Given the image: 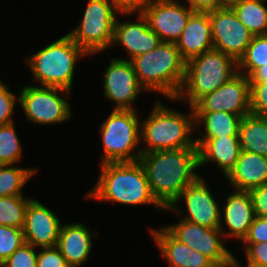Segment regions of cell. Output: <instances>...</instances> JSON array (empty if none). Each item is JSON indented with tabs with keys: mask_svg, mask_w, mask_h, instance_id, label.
Segmentation results:
<instances>
[{
	"mask_svg": "<svg viewBox=\"0 0 267 267\" xmlns=\"http://www.w3.org/2000/svg\"><path fill=\"white\" fill-rule=\"evenodd\" d=\"M226 201L220 210V231L224 239L234 238L242 240L246 237L249 227L251 226L255 212L249 191L233 190L231 194L226 195ZM224 219H223V218ZM227 232L223 230L224 226Z\"/></svg>",
	"mask_w": 267,
	"mask_h": 267,
	"instance_id": "obj_18",
	"label": "cell"
},
{
	"mask_svg": "<svg viewBox=\"0 0 267 267\" xmlns=\"http://www.w3.org/2000/svg\"><path fill=\"white\" fill-rule=\"evenodd\" d=\"M267 242V218L255 216L243 243Z\"/></svg>",
	"mask_w": 267,
	"mask_h": 267,
	"instance_id": "obj_37",
	"label": "cell"
},
{
	"mask_svg": "<svg viewBox=\"0 0 267 267\" xmlns=\"http://www.w3.org/2000/svg\"><path fill=\"white\" fill-rule=\"evenodd\" d=\"M230 187L240 191H251L267 183V157L241 151L239 158L225 177Z\"/></svg>",
	"mask_w": 267,
	"mask_h": 267,
	"instance_id": "obj_23",
	"label": "cell"
},
{
	"mask_svg": "<svg viewBox=\"0 0 267 267\" xmlns=\"http://www.w3.org/2000/svg\"><path fill=\"white\" fill-rule=\"evenodd\" d=\"M180 0H151L143 11L150 29L161 42L175 43L194 11Z\"/></svg>",
	"mask_w": 267,
	"mask_h": 267,
	"instance_id": "obj_15",
	"label": "cell"
},
{
	"mask_svg": "<svg viewBox=\"0 0 267 267\" xmlns=\"http://www.w3.org/2000/svg\"><path fill=\"white\" fill-rule=\"evenodd\" d=\"M130 61L146 91L175 99L184 80L186 64L176 43L160 42L154 50Z\"/></svg>",
	"mask_w": 267,
	"mask_h": 267,
	"instance_id": "obj_4",
	"label": "cell"
},
{
	"mask_svg": "<svg viewBox=\"0 0 267 267\" xmlns=\"http://www.w3.org/2000/svg\"><path fill=\"white\" fill-rule=\"evenodd\" d=\"M246 267H267V266H246Z\"/></svg>",
	"mask_w": 267,
	"mask_h": 267,
	"instance_id": "obj_44",
	"label": "cell"
},
{
	"mask_svg": "<svg viewBox=\"0 0 267 267\" xmlns=\"http://www.w3.org/2000/svg\"><path fill=\"white\" fill-rule=\"evenodd\" d=\"M17 102H19V96L13 94L9 85L0 80V126L14 122L12 114Z\"/></svg>",
	"mask_w": 267,
	"mask_h": 267,
	"instance_id": "obj_33",
	"label": "cell"
},
{
	"mask_svg": "<svg viewBox=\"0 0 267 267\" xmlns=\"http://www.w3.org/2000/svg\"><path fill=\"white\" fill-rule=\"evenodd\" d=\"M175 43L185 61L213 49L209 12H194Z\"/></svg>",
	"mask_w": 267,
	"mask_h": 267,
	"instance_id": "obj_22",
	"label": "cell"
},
{
	"mask_svg": "<svg viewBox=\"0 0 267 267\" xmlns=\"http://www.w3.org/2000/svg\"><path fill=\"white\" fill-rule=\"evenodd\" d=\"M255 216L267 218V183L249 191Z\"/></svg>",
	"mask_w": 267,
	"mask_h": 267,
	"instance_id": "obj_39",
	"label": "cell"
},
{
	"mask_svg": "<svg viewBox=\"0 0 267 267\" xmlns=\"http://www.w3.org/2000/svg\"><path fill=\"white\" fill-rule=\"evenodd\" d=\"M88 54L66 34L27 56L34 81L40 86L58 87L71 91L76 62Z\"/></svg>",
	"mask_w": 267,
	"mask_h": 267,
	"instance_id": "obj_6",
	"label": "cell"
},
{
	"mask_svg": "<svg viewBox=\"0 0 267 267\" xmlns=\"http://www.w3.org/2000/svg\"><path fill=\"white\" fill-rule=\"evenodd\" d=\"M32 199L25 195L1 197L0 225L23 229L26 209Z\"/></svg>",
	"mask_w": 267,
	"mask_h": 267,
	"instance_id": "obj_29",
	"label": "cell"
},
{
	"mask_svg": "<svg viewBox=\"0 0 267 267\" xmlns=\"http://www.w3.org/2000/svg\"><path fill=\"white\" fill-rule=\"evenodd\" d=\"M238 73V63L231 56L211 49L192 57L185 64V76L175 99L193 106L204 95L215 91Z\"/></svg>",
	"mask_w": 267,
	"mask_h": 267,
	"instance_id": "obj_5",
	"label": "cell"
},
{
	"mask_svg": "<svg viewBox=\"0 0 267 267\" xmlns=\"http://www.w3.org/2000/svg\"><path fill=\"white\" fill-rule=\"evenodd\" d=\"M194 112H227L244 117L250 114V79L237 73L215 91L193 105Z\"/></svg>",
	"mask_w": 267,
	"mask_h": 267,
	"instance_id": "obj_14",
	"label": "cell"
},
{
	"mask_svg": "<svg viewBox=\"0 0 267 267\" xmlns=\"http://www.w3.org/2000/svg\"><path fill=\"white\" fill-rule=\"evenodd\" d=\"M103 95L115 103L114 110H135L141 92L146 90L140 85L131 61L113 58L103 73Z\"/></svg>",
	"mask_w": 267,
	"mask_h": 267,
	"instance_id": "obj_13",
	"label": "cell"
},
{
	"mask_svg": "<svg viewBox=\"0 0 267 267\" xmlns=\"http://www.w3.org/2000/svg\"><path fill=\"white\" fill-rule=\"evenodd\" d=\"M213 48L237 62L244 55L254 34L238 19L232 8H219L209 12Z\"/></svg>",
	"mask_w": 267,
	"mask_h": 267,
	"instance_id": "obj_12",
	"label": "cell"
},
{
	"mask_svg": "<svg viewBox=\"0 0 267 267\" xmlns=\"http://www.w3.org/2000/svg\"><path fill=\"white\" fill-rule=\"evenodd\" d=\"M14 123L0 126V165H15L23 158Z\"/></svg>",
	"mask_w": 267,
	"mask_h": 267,
	"instance_id": "obj_30",
	"label": "cell"
},
{
	"mask_svg": "<svg viewBox=\"0 0 267 267\" xmlns=\"http://www.w3.org/2000/svg\"><path fill=\"white\" fill-rule=\"evenodd\" d=\"M101 165L96 185L86 193L85 198L109 201L122 205H154L165 208L153 196L146 171L142 163L108 162Z\"/></svg>",
	"mask_w": 267,
	"mask_h": 267,
	"instance_id": "obj_2",
	"label": "cell"
},
{
	"mask_svg": "<svg viewBox=\"0 0 267 267\" xmlns=\"http://www.w3.org/2000/svg\"><path fill=\"white\" fill-rule=\"evenodd\" d=\"M181 202L185 203L187 214H183L182 210L177 207ZM220 208L207 185L206 179L201 175L195 182L188 185L165 210L172 211L180 216L183 214L182 219L203 227L219 228Z\"/></svg>",
	"mask_w": 267,
	"mask_h": 267,
	"instance_id": "obj_11",
	"label": "cell"
},
{
	"mask_svg": "<svg viewBox=\"0 0 267 267\" xmlns=\"http://www.w3.org/2000/svg\"><path fill=\"white\" fill-rule=\"evenodd\" d=\"M267 0H239L233 7L238 19L254 35H267Z\"/></svg>",
	"mask_w": 267,
	"mask_h": 267,
	"instance_id": "obj_26",
	"label": "cell"
},
{
	"mask_svg": "<svg viewBox=\"0 0 267 267\" xmlns=\"http://www.w3.org/2000/svg\"><path fill=\"white\" fill-rule=\"evenodd\" d=\"M239 0H217L219 8H232Z\"/></svg>",
	"mask_w": 267,
	"mask_h": 267,
	"instance_id": "obj_42",
	"label": "cell"
},
{
	"mask_svg": "<svg viewBox=\"0 0 267 267\" xmlns=\"http://www.w3.org/2000/svg\"><path fill=\"white\" fill-rule=\"evenodd\" d=\"M238 138L241 151L267 157V117L251 113L242 117Z\"/></svg>",
	"mask_w": 267,
	"mask_h": 267,
	"instance_id": "obj_25",
	"label": "cell"
},
{
	"mask_svg": "<svg viewBox=\"0 0 267 267\" xmlns=\"http://www.w3.org/2000/svg\"><path fill=\"white\" fill-rule=\"evenodd\" d=\"M115 10L121 15H134L143 13L151 0H110Z\"/></svg>",
	"mask_w": 267,
	"mask_h": 267,
	"instance_id": "obj_38",
	"label": "cell"
},
{
	"mask_svg": "<svg viewBox=\"0 0 267 267\" xmlns=\"http://www.w3.org/2000/svg\"><path fill=\"white\" fill-rule=\"evenodd\" d=\"M24 242L22 228L0 225V265Z\"/></svg>",
	"mask_w": 267,
	"mask_h": 267,
	"instance_id": "obj_31",
	"label": "cell"
},
{
	"mask_svg": "<svg viewBox=\"0 0 267 267\" xmlns=\"http://www.w3.org/2000/svg\"><path fill=\"white\" fill-rule=\"evenodd\" d=\"M39 249L36 267H69L56 246Z\"/></svg>",
	"mask_w": 267,
	"mask_h": 267,
	"instance_id": "obj_36",
	"label": "cell"
},
{
	"mask_svg": "<svg viewBox=\"0 0 267 267\" xmlns=\"http://www.w3.org/2000/svg\"><path fill=\"white\" fill-rule=\"evenodd\" d=\"M199 168L216 164L226 177L234 168L241 152L238 137L196 138Z\"/></svg>",
	"mask_w": 267,
	"mask_h": 267,
	"instance_id": "obj_21",
	"label": "cell"
},
{
	"mask_svg": "<svg viewBox=\"0 0 267 267\" xmlns=\"http://www.w3.org/2000/svg\"><path fill=\"white\" fill-rule=\"evenodd\" d=\"M96 235L99 234L91 233L83 223L62 224L56 247L69 267H81L88 260Z\"/></svg>",
	"mask_w": 267,
	"mask_h": 267,
	"instance_id": "obj_19",
	"label": "cell"
},
{
	"mask_svg": "<svg viewBox=\"0 0 267 267\" xmlns=\"http://www.w3.org/2000/svg\"><path fill=\"white\" fill-rule=\"evenodd\" d=\"M150 190L156 200L169 207L180 193L201 175L197 149H174L142 153Z\"/></svg>",
	"mask_w": 267,
	"mask_h": 267,
	"instance_id": "obj_1",
	"label": "cell"
},
{
	"mask_svg": "<svg viewBox=\"0 0 267 267\" xmlns=\"http://www.w3.org/2000/svg\"><path fill=\"white\" fill-rule=\"evenodd\" d=\"M250 112L267 117V82H250Z\"/></svg>",
	"mask_w": 267,
	"mask_h": 267,
	"instance_id": "obj_34",
	"label": "cell"
},
{
	"mask_svg": "<svg viewBox=\"0 0 267 267\" xmlns=\"http://www.w3.org/2000/svg\"><path fill=\"white\" fill-rule=\"evenodd\" d=\"M62 222L56 213L33 198L26 209L23 235L35 248L55 247Z\"/></svg>",
	"mask_w": 267,
	"mask_h": 267,
	"instance_id": "obj_16",
	"label": "cell"
},
{
	"mask_svg": "<svg viewBox=\"0 0 267 267\" xmlns=\"http://www.w3.org/2000/svg\"><path fill=\"white\" fill-rule=\"evenodd\" d=\"M154 103L151 113L141 121L142 153L174 149H197L195 114L193 106L190 113L170 109L160 99ZM194 131V132H193Z\"/></svg>",
	"mask_w": 267,
	"mask_h": 267,
	"instance_id": "obj_3",
	"label": "cell"
},
{
	"mask_svg": "<svg viewBox=\"0 0 267 267\" xmlns=\"http://www.w3.org/2000/svg\"><path fill=\"white\" fill-rule=\"evenodd\" d=\"M195 129L202 124L198 138L238 137L242 117L227 112H194ZM204 125V126H203Z\"/></svg>",
	"mask_w": 267,
	"mask_h": 267,
	"instance_id": "obj_24",
	"label": "cell"
},
{
	"mask_svg": "<svg viewBox=\"0 0 267 267\" xmlns=\"http://www.w3.org/2000/svg\"><path fill=\"white\" fill-rule=\"evenodd\" d=\"M150 232L170 267H216L208 257L181 243L165 227L150 228Z\"/></svg>",
	"mask_w": 267,
	"mask_h": 267,
	"instance_id": "obj_20",
	"label": "cell"
},
{
	"mask_svg": "<svg viewBox=\"0 0 267 267\" xmlns=\"http://www.w3.org/2000/svg\"><path fill=\"white\" fill-rule=\"evenodd\" d=\"M164 227L181 243L208 257L216 266L225 265L235 257L226 248V239L219 228L203 227L185 219Z\"/></svg>",
	"mask_w": 267,
	"mask_h": 267,
	"instance_id": "obj_10",
	"label": "cell"
},
{
	"mask_svg": "<svg viewBox=\"0 0 267 267\" xmlns=\"http://www.w3.org/2000/svg\"><path fill=\"white\" fill-rule=\"evenodd\" d=\"M247 266H267V242L241 243Z\"/></svg>",
	"mask_w": 267,
	"mask_h": 267,
	"instance_id": "obj_35",
	"label": "cell"
},
{
	"mask_svg": "<svg viewBox=\"0 0 267 267\" xmlns=\"http://www.w3.org/2000/svg\"><path fill=\"white\" fill-rule=\"evenodd\" d=\"M65 93L71 96V91L63 88L26 85L18 95V104L31 123L44 126L62 124L71 119L72 115Z\"/></svg>",
	"mask_w": 267,
	"mask_h": 267,
	"instance_id": "obj_9",
	"label": "cell"
},
{
	"mask_svg": "<svg viewBox=\"0 0 267 267\" xmlns=\"http://www.w3.org/2000/svg\"><path fill=\"white\" fill-rule=\"evenodd\" d=\"M242 263H240L236 257H234L229 263L225 264V265H220V266H216V267H244L241 265Z\"/></svg>",
	"mask_w": 267,
	"mask_h": 267,
	"instance_id": "obj_43",
	"label": "cell"
},
{
	"mask_svg": "<svg viewBox=\"0 0 267 267\" xmlns=\"http://www.w3.org/2000/svg\"><path fill=\"white\" fill-rule=\"evenodd\" d=\"M136 110H112L100 124L103 155L100 163L138 161L142 154L141 121ZM138 148V149H137Z\"/></svg>",
	"mask_w": 267,
	"mask_h": 267,
	"instance_id": "obj_7",
	"label": "cell"
},
{
	"mask_svg": "<svg viewBox=\"0 0 267 267\" xmlns=\"http://www.w3.org/2000/svg\"><path fill=\"white\" fill-rule=\"evenodd\" d=\"M238 73L248 78L261 66L267 65V35H254L239 59Z\"/></svg>",
	"mask_w": 267,
	"mask_h": 267,
	"instance_id": "obj_28",
	"label": "cell"
},
{
	"mask_svg": "<svg viewBox=\"0 0 267 267\" xmlns=\"http://www.w3.org/2000/svg\"><path fill=\"white\" fill-rule=\"evenodd\" d=\"M249 79L250 82H267V65L259 67Z\"/></svg>",
	"mask_w": 267,
	"mask_h": 267,
	"instance_id": "obj_41",
	"label": "cell"
},
{
	"mask_svg": "<svg viewBox=\"0 0 267 267\" xmlns=\"http://www.w3.org/2000/svg\"><path fill=\"white\" fill-rule=\"evenodd\" d=\"M38 250L28 243H23L0 267H36Z\"/></svg>",
	"mask_w": 267,
	"mask_h": 267,
	"instance_id": "obj_32",
	"label": "cell"
},
{
	"mask_svg": "<svg viewBox=\"0 0 267 267\" xmlns=\"http://www.w3.org/2000/svg\"><path fill=\"white\" fill-rule=\"evenodd\" d=\"M185 2L194 12H210L218 9L217 0H186Z\"/></svg>",
	"mask_w": 267,
	"mask_h": 267,
	"instance_id": "obj_40",
	"label": "cell"
},
{
	"mask_svg": "<svg viewBox=\"0 0 267 267\" xmlns=\"http://www.w3.org/2000/svg\"><path fill=\"white\" fill-rule=\"evenodd\" d=\"M36 172V168L0 165V198L24 195L22 188Z\"/></svg>",
	"mask_w": 267,
	"mask_h": 267,
	"instance_id": "obj_27",
	"label": "cell"
},
{
	"mask_svg": "<svg viewBox=\"0 0 267 267\" xmlns=\"http://www.w3.org/2000/svg\"><path fill=\"white\" fill-rule=\"evenodd\" d=\"M81 22L67 33L88 55L103 52L113 42L119 14L110 0H88Z\"/></svg>",
	"mask_w": 267,
	"mask_h": 267,
	"instance_id": "obj_8",
	"label": "cell"
},
{
	"mask_svg": "<svg viewBox=\"0 0 267 267\" xmlns=\"http://www.w3.org/2000/svg\"><path fill=\"white\" fill-rule=\"evenodd\" d=\"M137 21H120L117 17L114 27L112 46H123L128 53L127 57L131 60L154 50L161 42L159 36L150 29L146 17L142 13L135 14Z\"/></svg>",
	"mask_w": 267,
	"mask_h": 267,
	"instance_id": "obj_17",
	"label": "cell"
}]
</instances>
